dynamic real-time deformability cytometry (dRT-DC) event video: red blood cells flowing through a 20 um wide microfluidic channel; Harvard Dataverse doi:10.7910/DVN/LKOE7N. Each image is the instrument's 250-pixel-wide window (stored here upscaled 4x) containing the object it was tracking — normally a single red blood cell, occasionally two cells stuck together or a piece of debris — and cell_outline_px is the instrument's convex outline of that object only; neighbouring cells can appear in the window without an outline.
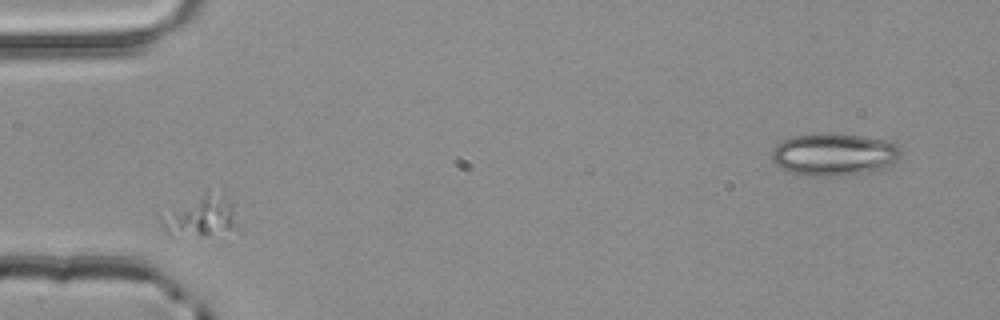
{"species": "common noctule bat (a hibernating species)", "species_latin": "Nyctalus noctula", "temperature_condition": "room temperature", "stored_images_in_passage": 1, "camera_frame_rate_fps": 3000, "um_per_image_px": 0.085, "animal": {"sex": "male", "body_mass_g": 20.4}, "frame": {"image": 1, "passage_image": 1, "time_ms": 0.0, "image_size_px": [1000, 320], "cell_outline_px": [[236, 228], [208, 232], [168, 232], [164, 228], [156, 216], [156, 212], [208, 188], [232, 204], [236, 224]], "centroid_in_image_um": [16.88, 18.2], "position_along_channel_um": 68.1, "area_um2": 17.74}}